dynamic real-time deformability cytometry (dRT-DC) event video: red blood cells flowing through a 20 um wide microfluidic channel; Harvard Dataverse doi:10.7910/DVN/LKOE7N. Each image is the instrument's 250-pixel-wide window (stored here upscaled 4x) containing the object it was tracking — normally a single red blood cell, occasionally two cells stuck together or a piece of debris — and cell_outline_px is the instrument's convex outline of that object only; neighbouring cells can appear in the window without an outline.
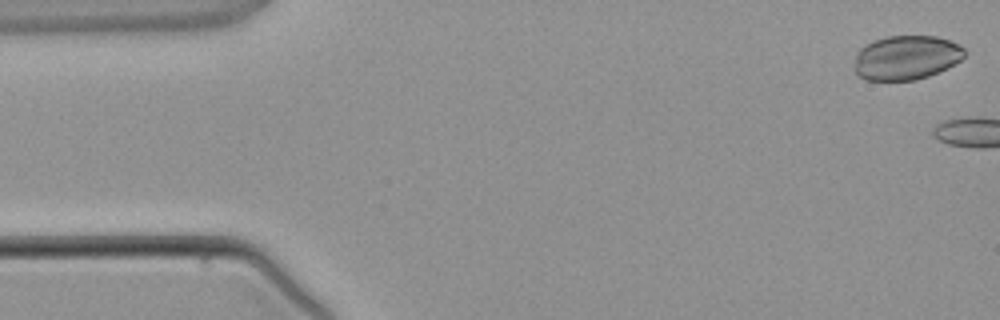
{"species": "common noctule bat (a hibernating species)", "species_latin": "Nyctalus noctula", "temperature_condition": "warm", "stored_images_in_passage": 5, "camera_frame_rate_fps": 3000, "um_per_image_px": 0.085, "animal": {"sex": "male", "body_mass_g": 21.5, "forearm_length_mm": 52.0}, "frame": {"image": 1, "passage_image": 1, "time_ms": 0.0, "image_size_px": [1000, 320], "cell_outline_px": [[968, 52], [960, 60], [948, 68], [928, 76], [916, 80], [864, 80], [856, 72], [856, 52], [860, 48], [876, 40], [888, 36], [936, 36], [960, 44]], "centroid_in_image_um": [77.08, 4.9], "position_along_channel_um": 7.9, "area_um2": 28.38}}
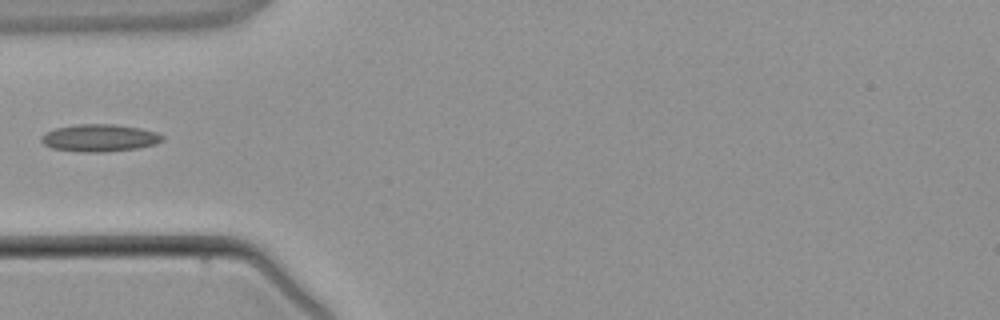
{"frame": {"image": 2, "passage_image": 5, "time_ms": 5.0, "image_size_px": [1000, 320], "cell_outline_px": [[164, 140], [156, 144], [140, 148], [108, 152], [80, 152], [52, 148], [44, 144], [40, 140], [40, 136], [44, 132], [56, 128], [76, 124], [112, 124], [140, 128], [156, 132], [164, 136]], "centroid_in_image_um": [8.46, 11.73], "position_along_channel_um": 76.5, "area_um2": 19.54}}